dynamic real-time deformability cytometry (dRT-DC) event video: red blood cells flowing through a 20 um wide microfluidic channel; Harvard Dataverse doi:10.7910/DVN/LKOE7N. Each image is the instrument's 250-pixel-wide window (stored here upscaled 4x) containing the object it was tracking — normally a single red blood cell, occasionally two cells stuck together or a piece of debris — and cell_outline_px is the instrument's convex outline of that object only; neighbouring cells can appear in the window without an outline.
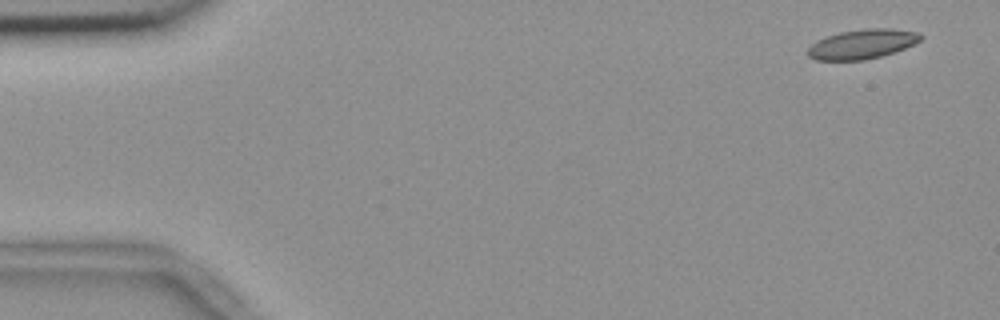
{"species": "common noctule bat (a hibernating species)", "species_latin": "Nyctalus noctula", "temperature_condition": "room temperature", "stored_images_in_passage": 6, "camera_frame_rate_fps": 3000, "um_per_image_px": 0.085, "animal": {"sex": "female", "body_mass_g": 18.4}, "frame": {"image": 1, "passage_image": 1, "time_ms": 0.0, "image_size_px": [1000, 320], "cell_outline_px": [[924, 36], [920, 40], [904, 48], [880, 56], [864, 60], [816, 60], [808, 56], [808, 48], [816, 40], [840, 32], [868, 28], [888, 28], [916, 32]], "centroid_in_image_um": [73.26, 3.74], "position_along_channel_um": 11.7, "area_um2": 19.13}}
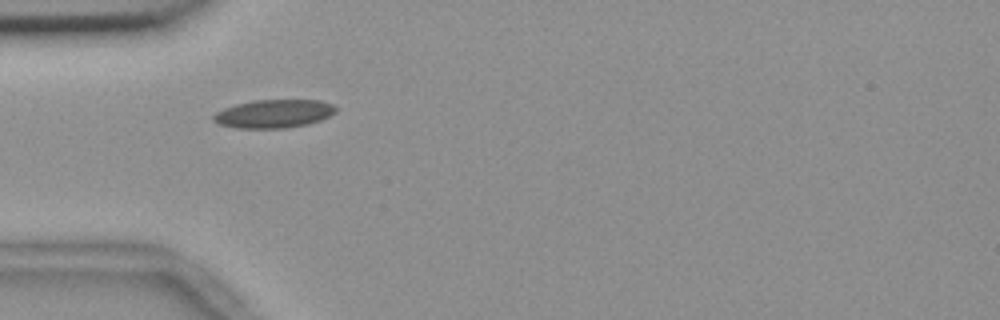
{"frame": {"image": 2, "passage_image": 5, "time_ms": 1.333, "image_size_px": [1000, 320], "cell_outline_px": [[336, 112], [320, 120], [308, 124], [284, 128], [236, 128], [220, 124], [212, 120], [212, 116], [216, 112], [224, 108], [236, 104], [252, 100], [320, 100], [332, 104], [336, 108]], "centroid_in_image_um": [23.26, 9.66], "position_along_channel_um": 61.7, "area_um2": 20.17}}